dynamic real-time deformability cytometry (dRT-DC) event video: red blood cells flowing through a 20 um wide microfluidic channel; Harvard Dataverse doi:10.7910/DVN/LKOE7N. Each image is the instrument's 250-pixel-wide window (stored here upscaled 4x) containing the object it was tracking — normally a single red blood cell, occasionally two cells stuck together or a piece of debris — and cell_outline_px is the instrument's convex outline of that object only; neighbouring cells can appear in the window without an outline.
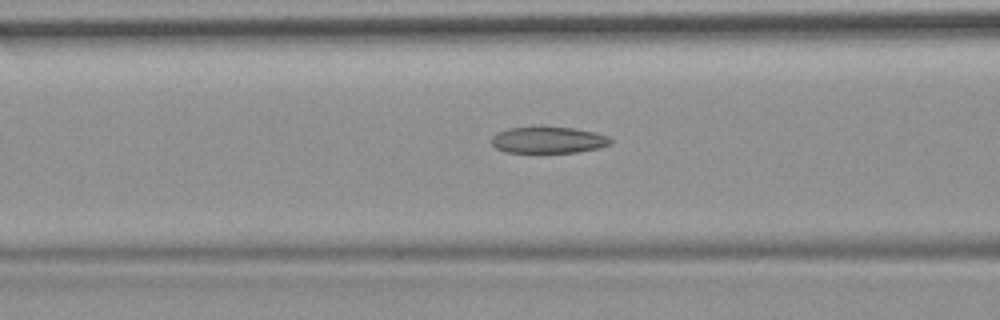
{"species": "common noctule bat (a hibernating species)", "species_latin": "Nyctalus noctula", "temperature_condition": "room temperature", "stored_images_in_passage": 40, "camera_frame_rate_fps": 3000, "um_per_image_px": 0.085, "animal": {"sex": "female", "body_mass_g": 19.9}, "frame": {"image": 1, "passage_image": 7, "time_ms": 2.0, "image_size_px": [1000, 320], "cell_outline_px": [[612, 144], [600, 148], [576, 152], [504, 152], [496, 148], [492, 144], [492, 136], [496, 132], [508, 128], [572, 128], [596, 132], [608, 136], [612, 140]], "centroid_in_image_um": [46.63, 11.91], "position_along_channel_um": 120.0, "area_um2": 18.15}, "authors_computed_cell_mechanics": {"area_um2": 18.9295, "velocity_mm_per_s": 3.7089, "shape_relaxation_time_tau1_ms": null, "shape_relaxation_time_tau2_ms": 2.4658, "deformation_change_tau1": null, "deformation_change_tau2": 0.0954}}